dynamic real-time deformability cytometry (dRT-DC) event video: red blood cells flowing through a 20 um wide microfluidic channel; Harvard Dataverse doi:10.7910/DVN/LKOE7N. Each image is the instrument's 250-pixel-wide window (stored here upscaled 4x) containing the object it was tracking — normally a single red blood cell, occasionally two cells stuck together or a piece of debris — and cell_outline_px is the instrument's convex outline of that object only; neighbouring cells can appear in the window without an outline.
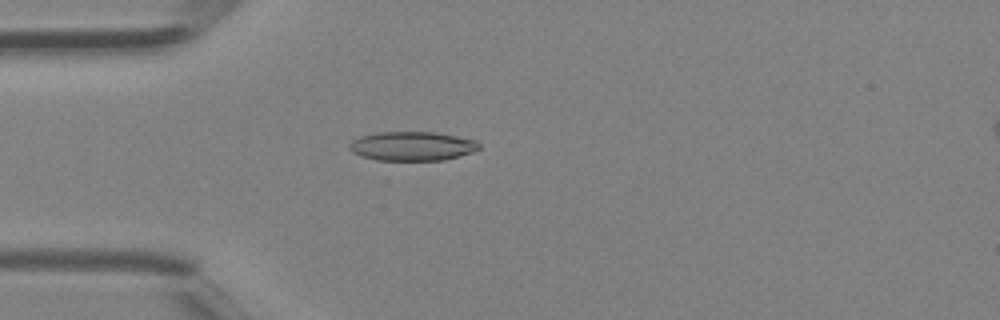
{"species": "Egyptian fruit bat (a non-hibernating species)", "species_latin": "Rousettus aegyptiacus", "temperature_condition": "room temperature", "stored_images_in_passage": 39, "camera_frame_rate_fps": 3000, "um_per_image_px": 0.085, "animal": {"sex": "female"}, "frame": {"image": 1, "passage_image": 10, "time_ms": 3.0, "image_size_px": [1000, 320], "cell_outline_px": [[480, 148], [472, 152], [444, 160], [376, 160], [360, 156], [352, 152], [348, 148], [348, 144], [352, 140], [360, 136], [376, 132], [436, 132], [476, 140], [480, 144]], "centroid_in_image_um": [35.0, 12.42], "position_along_channel_um": 50.0, "area_um2": 22.14}}
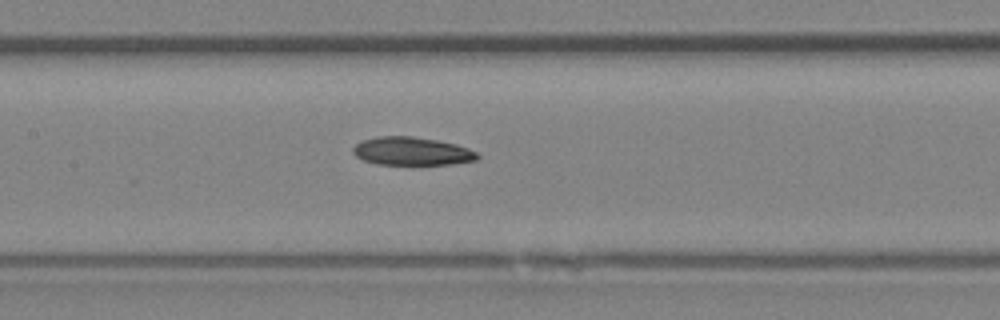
{"frame": {"image": 2, "passage_image": 18, "time_ms": 5.667, "image_size_px": [1000, 320], "cell_outline_px": [[480, 156], [476, 160], [452, 164], [376, 164], [364, 160], [356, 156], [352, 152], [352, 148], [356, 144], [364, 140], [376, 136], [412, 136], [436, 140], [456, 144], [468, 148], [476, 152]], "centroid_in_image_um": [35.0, 12.85], "position_along_channel_um": 172.4, "area_um2": 20.35}}
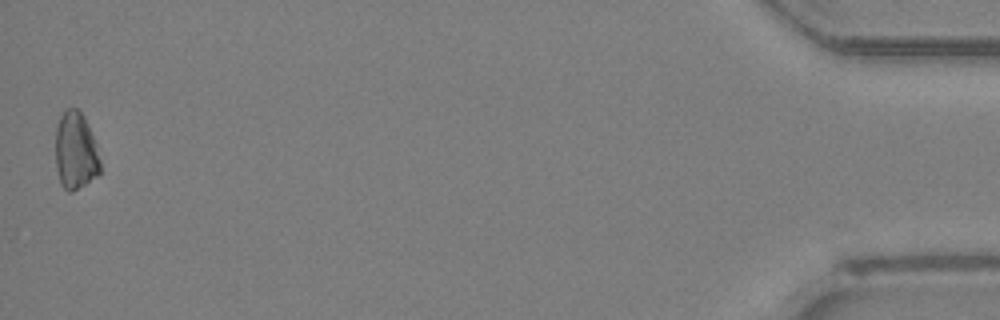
{"frame": {"image": 3, "passage_image": 39, "time_ms": 12.667, "image_size_px": [1000, 320], "cell_outline_px": [[100, 172], [96, 176], [72, 192], [68, 192], [60, 184], [56, 168], [56, 128], [60, 116], [64, 108], [76, 108], [84, 116], [96, 144], [100, 160]], "centroid_in_image_um": [6.41, 12.82], "position_along_channel_um": 428.8, "area_um2": 20.17}}